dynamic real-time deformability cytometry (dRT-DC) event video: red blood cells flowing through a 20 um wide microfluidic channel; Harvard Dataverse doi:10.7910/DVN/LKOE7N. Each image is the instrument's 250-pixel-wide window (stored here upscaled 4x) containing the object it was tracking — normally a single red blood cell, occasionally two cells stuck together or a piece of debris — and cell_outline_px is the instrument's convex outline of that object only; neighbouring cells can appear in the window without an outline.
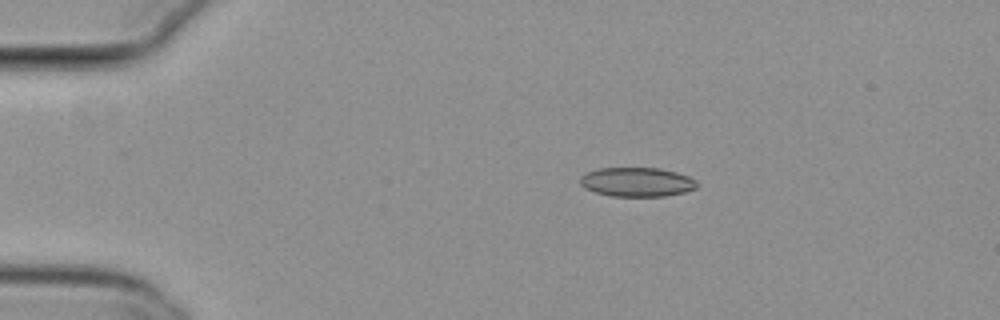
{"species": "common noctule bat (a hibernating species)", "species_latin": "Nyctalus noctula", "temperature_condition": "cold", "stored_images_in_passage": 54, "camera_frame_rate_fps": 3000, "um_per_image_px": 0.085, "animal": {"sex": "female", "body_mass_g": 29.2, "forearm_length_mm": 56.3}, "frame": {"image": 1, "passage_image": 10, "time_ms": 3.0, "image_size_px": [1000, 320], "cell_outline_px": [[696, 188], [684, 192], [664, 196], [612, 196], [596, 192], [584, 188], [580, 184], [580, 176], [584, 172], [596, 168], [660, 168], [676, 172], [688, 176], [696, 180]], "centroid_in_image_um": [54.09, 15.46], "position_along_channel_um": 30.9, "area_um2": 19.94}}
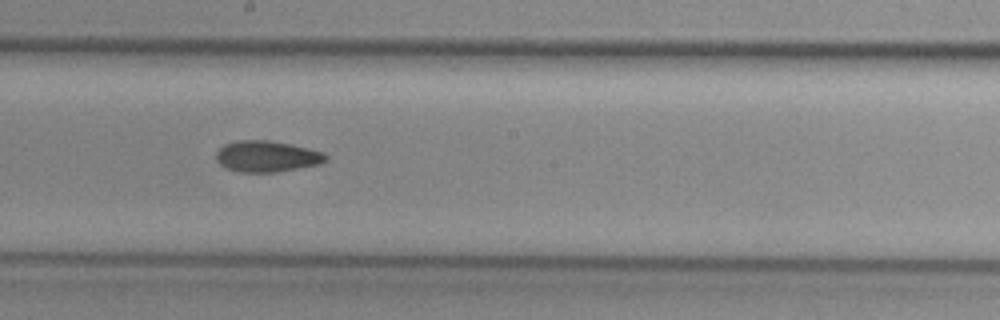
{"frame": {"image": 2, "passage_image": 30, "time_ms": 9.667, "image_size_px": [1000, 320], "cell_outline_px": [[328, 160], [320, 164], [276, 172], [236, 172], [220, 164], [216, 160], [216, 152], [224, 144], [236, 140], [268, 140], [292, 144], [324, 152], [328, 156]], "centroid_in_image_um": [22.69, 13.28], "position_along_channel_um": 225.5, "area_um2": 20.06}}
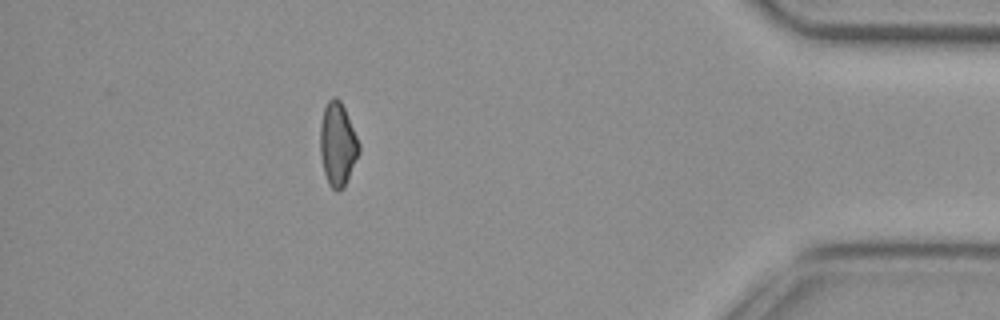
{"frame": {"image": 3, "passage_image": 48, "time_ms": 15.667, "image_size_px": [1000, 320], "cell_outline_px": [[360, 148], [344, 188], [340, 192], [336, 192], [328, 184], [324, 172], [320, 152], [320, 124], [324, 108], [328, 100], [332, 96], [336, 96], [340, 100], [344, 108], [360, 144]], "centroid_in_image_um": [28.68, 12.27], "position_along_channel_um": 406.5, "area_um2": 18.79}, "authors_computed_cell_mechanics": {"area_um2": 19.5942, "velocity_mm_per_s": 3.8113, "shape_relaxation_time_tau1_ms": null, "shape_relaxation_time_tau2_ms": 10.293, "deformation_change_tau1": null, "deformation_change_tau2": 0.1648}}